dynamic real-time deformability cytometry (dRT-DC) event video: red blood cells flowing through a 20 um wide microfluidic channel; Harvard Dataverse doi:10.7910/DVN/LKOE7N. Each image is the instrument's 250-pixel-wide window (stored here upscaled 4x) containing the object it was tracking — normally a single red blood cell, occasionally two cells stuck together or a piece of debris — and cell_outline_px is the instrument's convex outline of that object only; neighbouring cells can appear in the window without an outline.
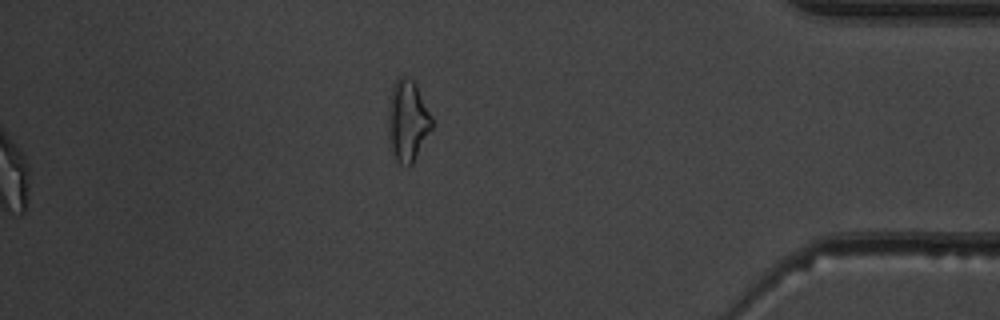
{"species": "common noctule bat (a hibernating species)", "species_latin": "Nyctalus noctula", "temperature_condition": "warm", "stored_images_in_passage": 53, "segment_of_instrument_passage": [2, 2], "camera_frame_rate_fps": 3000, "um_per_image_px": 0.085, "animal": {"sex": "male", "body_mass_g": 19.5, "forearm_length_mm": 54.6}, "frame": {"image": 1, "passage_image": 53, "time_ms": 17.333, "image_size_px": [1000, 320], "cell_outline_px": [[432, 128], [412, 164], [400, 164], [396, 160], [392, 152], [388, 140], [388, 108], [392, 88], [396, 80], [400, 76], [404, 76], [412, 80], [416, 84], [432, 116]], "centroid_in_image_um": [34.64, 10.26], "position_along_channel_um": 400.6, "area_um2": 20.58}}